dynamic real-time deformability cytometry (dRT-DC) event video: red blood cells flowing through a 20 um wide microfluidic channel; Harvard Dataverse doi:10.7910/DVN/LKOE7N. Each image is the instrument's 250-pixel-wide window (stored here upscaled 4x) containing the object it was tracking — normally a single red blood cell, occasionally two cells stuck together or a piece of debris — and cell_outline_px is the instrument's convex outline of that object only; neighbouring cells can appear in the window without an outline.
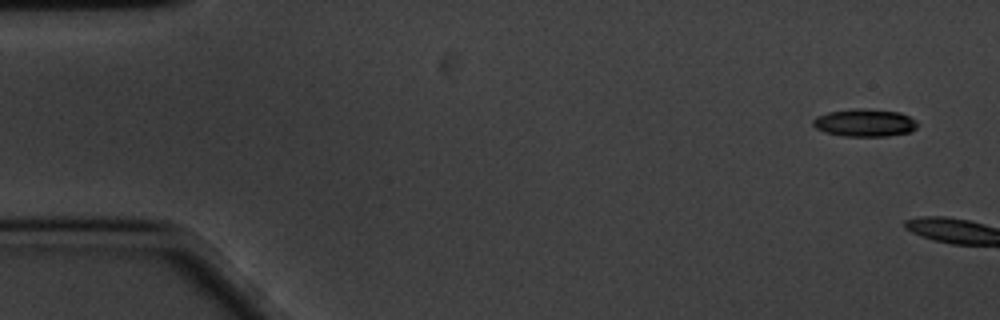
{"species": "common noctule bat (a hibernating species)", "species_latin": "Nyctalus noctula", "temperature_condition": "cold", "stored_images_in_passage": 9, "camera_frame_rate_fps": 3000, "um_per_image_px": 0.085, "animal": {"sex": "male", "body_mass_g": 20.1, "forearm_length_mm": 53.5}, "frame": {"image": 1, "passage_image": 1, "time_ms": 0.0, "image_size_px": [1000, 320], "cell_outline_px": [[920, 124], [916, 128], [908, 132], [888, 136], [844, 136], [824, 132], [816, 128], [812, 124], [812, 120], [816, 116], [828, 112], [856, 108], [864, 108], [900, 112], [916, 120]], "centroid_in_image_um": [73.5, 10.43], "position_along_channel_um": 11.5, "area_um2": 16.94}}